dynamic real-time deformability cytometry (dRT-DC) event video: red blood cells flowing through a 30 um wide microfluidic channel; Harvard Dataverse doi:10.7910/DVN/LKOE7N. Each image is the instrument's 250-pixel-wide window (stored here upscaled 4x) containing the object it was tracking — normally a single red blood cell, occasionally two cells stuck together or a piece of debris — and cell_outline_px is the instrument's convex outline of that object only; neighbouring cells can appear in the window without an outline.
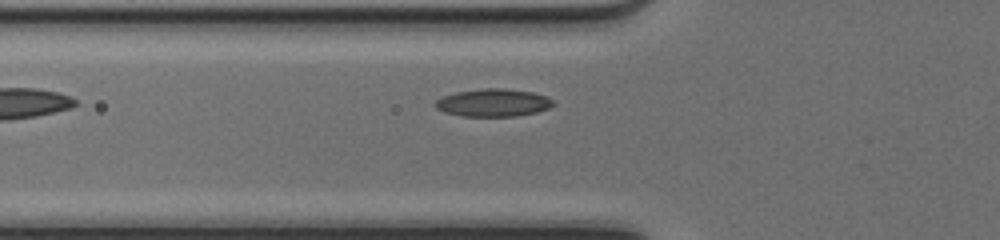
{"species": "common noctule bat (a hibernating species)", "species_latin": "Nyctalus noctula", "temperature_condition": "cold", "stored_images_in_passage": 17, "camera_frame_rate_fps": 3000, "um_per_image_px": 0.085, "animal": {"sex": "female", "body_mass_g": 17.0, "forearm_length_mm": 48.0}, "frame": {"image": 1, "passage_image": 2, "time_ms": 0.333, "image_size_px": [1000, 240], "cell_outline_px": [[556, 104], [548, 108], [536, 112], [516, 116], [464, 116], [444, 112], [436, 108], [432, 104], [440, 96], [456, 92], [484, 88], [504, 88], [532, 92], [544, 96], [552, 100]], "centroid_in_image_um": [41.87, 8.72], "position_along_channel_um": 83.9, "area_um2": 19.07}}
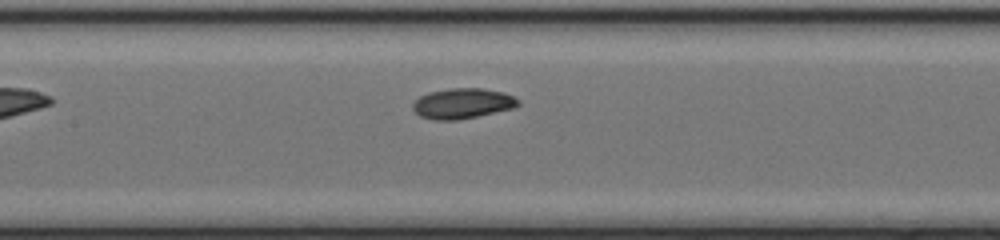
{"frame": {"image": 2, "passage_image": 8, "time_ms": 2.333, "image_size_px": [1000, 240], "cell_outline_px": [[520, 104], [516, 108], [456, 120], [432, 120], [420, 116], [412, 108], [412, 104], [420, 96], [428, 92], [452, 88], [484, 88], [504, 92], [520, 100]], "centroid_in_image_um": [39.33, 8.79], "position_along_channel_um": 168.1, "area_um2": 18.73}}
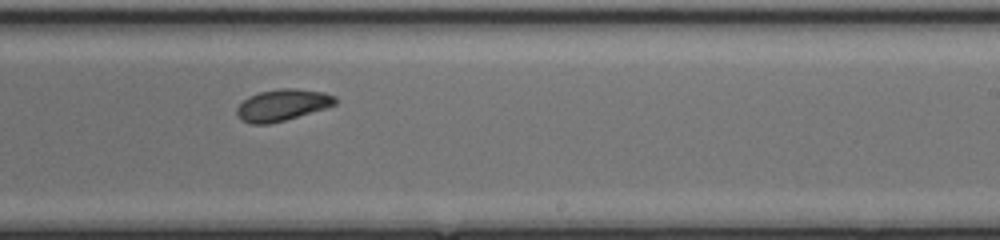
{"frame": {"image": 3, "passage_image": 15, "time_ms": 4.667, "image_size_px": [1000, 240], "cell_outline_px": [[336, 104], [328, 108], [284, 120], [268, 124], [252, 124], [240, 120], [236, 116], [236, 108], [248, 96], [260, 92], [280, 88], [296, 88], [324, 92], [336, 96]], "centroid_in_image_um": [24.0, 8.93], "position_along_channel_um": 265.0, "area_um2": 18.26}}